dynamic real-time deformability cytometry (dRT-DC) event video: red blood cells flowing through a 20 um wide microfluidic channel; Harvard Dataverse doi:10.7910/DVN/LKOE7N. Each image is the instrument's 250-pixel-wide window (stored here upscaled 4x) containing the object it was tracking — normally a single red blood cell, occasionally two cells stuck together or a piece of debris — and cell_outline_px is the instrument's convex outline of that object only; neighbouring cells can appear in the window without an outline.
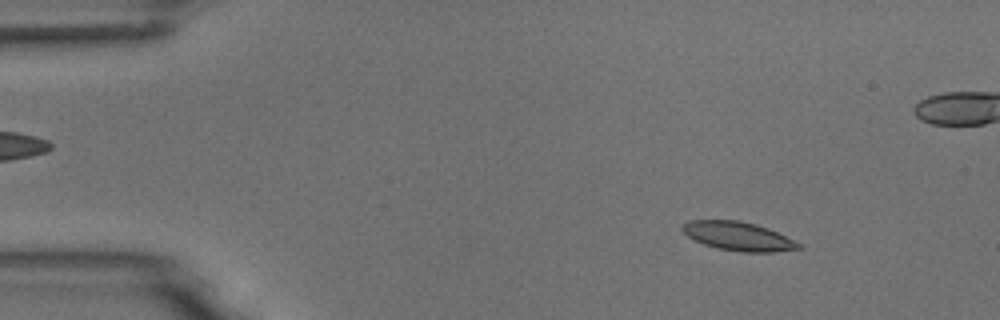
{"species": "common noctule bat (a hibernating species)", "species_latin": "Nyctalus noctula", "temperature_condition": "room temperature", "stored_images_in_passage": 9, "camera_frame_rate_fps": 3000, "um_per_image_px": 0.085, "animal": {"sex": "male", "body_mass_g": 18.8}, "frame": {"image": 1, "passage_image": 1, "time_ms": 0.0, "image_size_px": [1000, 320], "cell_outline_px": [[804, 248], [772, 252], [744, 252], [716, 248], [704, 244], [688, 236], [680, 228], [688, 220], [740, 220], [756, 224], [768, 228], [804, 244]], "centroid_in_image_um": [62.8, 20.08], "position_along_channel_um": 22.2, "area_um2": 19.59}}
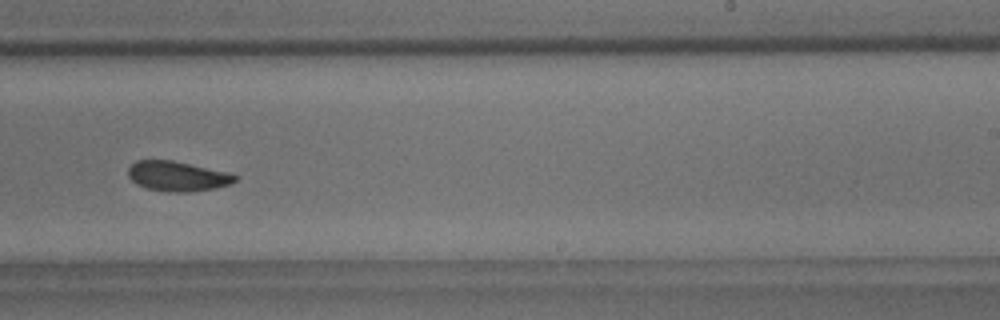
{"frame": {"image": 2, "passage_image": 9, "time_ms": 9.0, "image_size_px": [1000, 320], "cell_outline_px": [[240, 176], [232, 184], [216, 188], [188, 192], [168, 192], [148, 188], [136, 184], [128, 176], [128, 168], [136, 160], [172, 160], [232, 172]], "centroid_in_image_um": [15.15, 14.97], "position_along_channel_um": 273.9, "area_um2": 18.96}}